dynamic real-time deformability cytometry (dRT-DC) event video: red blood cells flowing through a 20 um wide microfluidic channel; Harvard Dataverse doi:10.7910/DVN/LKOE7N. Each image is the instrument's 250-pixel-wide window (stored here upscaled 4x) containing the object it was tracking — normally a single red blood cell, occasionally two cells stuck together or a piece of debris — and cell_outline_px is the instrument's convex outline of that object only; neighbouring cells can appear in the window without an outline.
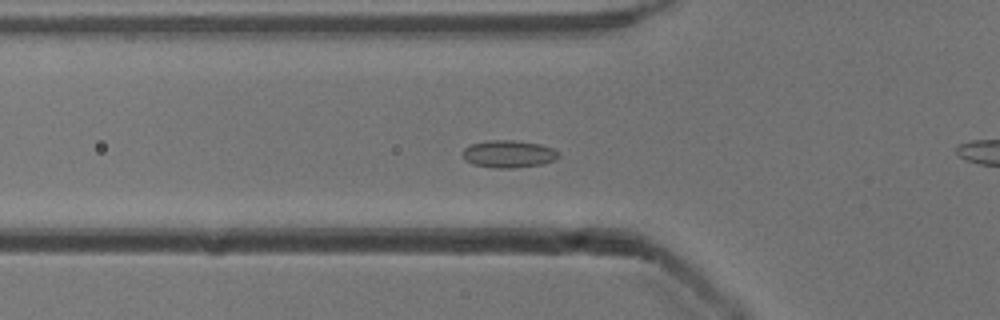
{"species": "common noctule bat (a hibernating species)", "species_latin": "Nyctalus noctula", "temperature_condition": "cold", "stored_images_in_passage": 55, "camera_frame_rate_fps": 3000, "um_per_image_px": 0.085, "animal": {"sex": "male", "body_mass_g": 13.3}, "frame": {"image": 1, "passage_image": 19, "time_ms": 6.0, "image_size_px": [1000, 320], "cell_outline_px": [[560, 156], [556, 160], [540, 164], [512, 168], [492, 168], [472, 164], [464, 160], [464, 148], [472, 144], [488, 140], [512, 140], [540, 144], [552, 148], [560, 152]], "centroid_in_image_um": [43.25, 13.09], "position_along_channel_um": 82.6, "area_um2": 15.32}}
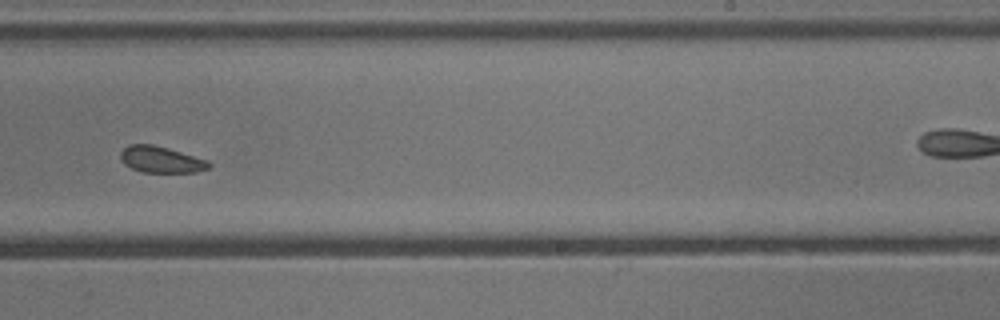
{"frame": {"image": 2, "passage_image": 34, "time_ms": 11.0, "image_size_px": [1000, 320], "cell_outline_px": [[212, 168], [196, 172], [140, 172], [124, 164], [120, 160], [120, 152], [128, 144], [152, 144], [168, 148], [208, 160], [212, 164]], "centroid_in_image_um": [13.7, 13.56], "position_along_channel_um": 275.3, "area_um2": 13.76}}
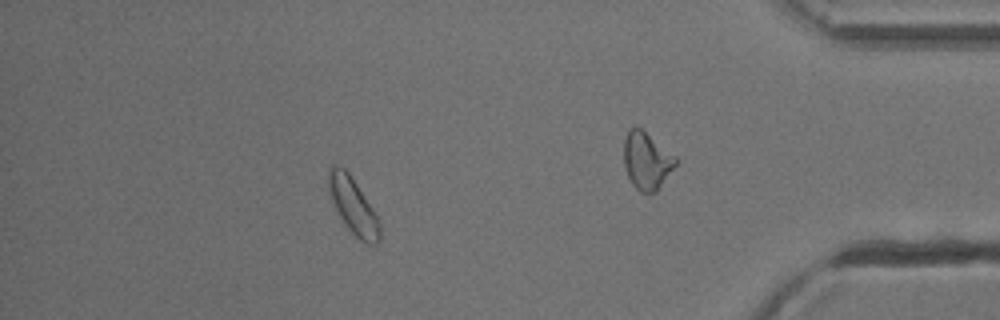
{"frame": {"image": 3, "passage_image": 48, "time_ms": 15.667, "image_size_px": [1000, 320], "cell_outline_px": [[380, 240], [376, 244], [368, 244], [360, 240], [348, 228], [340, 216], [328, 192], [328, 168], [332, 164], [336, 164], [344, 168], [348, 172], [380, 220]], "centroid_in_image_um": [30.01, 17.48], "position_along_channel_um": 405.2, "area_um2": 16.53}}